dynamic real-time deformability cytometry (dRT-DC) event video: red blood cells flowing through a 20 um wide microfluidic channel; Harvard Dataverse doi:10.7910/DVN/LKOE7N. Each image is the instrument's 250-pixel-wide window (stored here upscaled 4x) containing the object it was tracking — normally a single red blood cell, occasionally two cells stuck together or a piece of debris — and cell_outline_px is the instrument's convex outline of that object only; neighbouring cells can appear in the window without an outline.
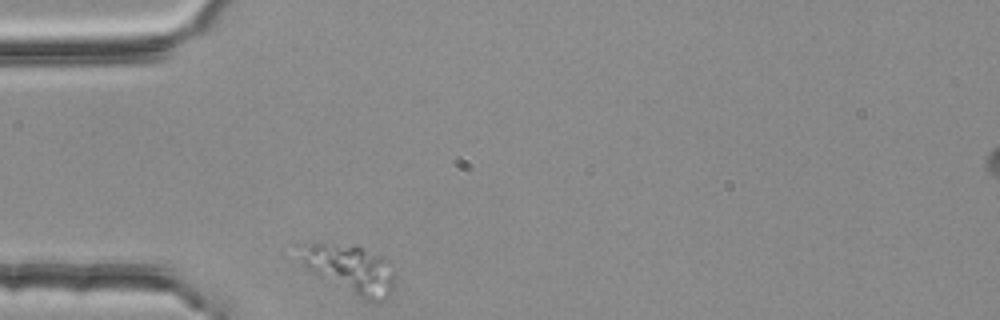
{"species": "common noctule bat (a hibernating species)", "species_latin": "Nyctalus noctula", "temperature_condition": "room temperature", "stored_images_in_passage": 1, "camera_frame_rate_fps": 3000, "um_per_image_px": 0.085, "animal": {"sex": "female", "body_mass_g": 25.1}, "frame": {"image": 1, "passage_image": 1, "time_ms": 0.0, "image_size_px": [1000, 320], "cell_outline_px": [[396, 284], [388, 296], [384, 300], [368, 300], [304, 268], [292, 252], [296, 244], [356, 244], [384, 260]], "centroid_in_image_um": [29.6, 22.8], "position_along_channel_um": 55.4, "area_um2": 26.41}}